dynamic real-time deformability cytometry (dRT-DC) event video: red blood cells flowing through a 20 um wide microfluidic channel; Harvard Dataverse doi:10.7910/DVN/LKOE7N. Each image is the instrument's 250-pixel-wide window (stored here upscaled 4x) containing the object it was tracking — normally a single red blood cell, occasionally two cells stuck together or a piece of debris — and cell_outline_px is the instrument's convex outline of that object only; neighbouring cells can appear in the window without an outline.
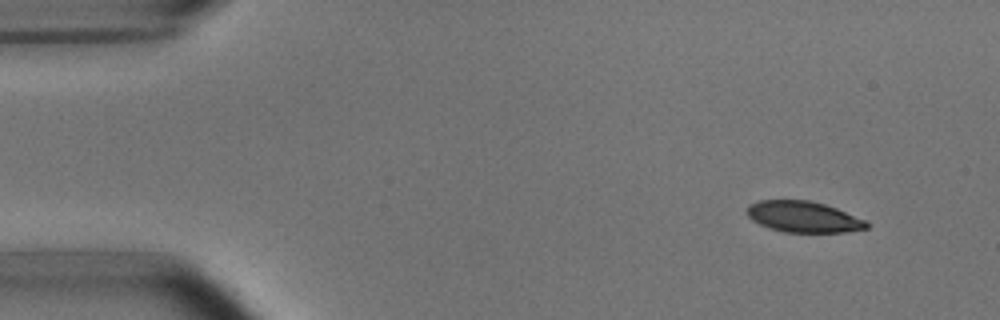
{"species": "common noctule bat (a hibernating species)", "species_latin": "Nyctalus noctula", "temperature_condition": "room temperature", "stored_images_in_passage": 3, "camera_frame_rate_fps": 3000, "um_per_image_px": 0.085, "animal": {"sex": "male", "body_mass_g": 15.6}, "frame": {"image": 1, "passage_image": 1, "time_ms": 0.0, "image_size_px": [1000, 320], "cell_outline_px": [[868, 228], [844, 232], [784, 232], [760, 224], [752, 220], [744, 212], [748, 204], [760, 200], [808, 200], [824, 204], [836, 208], [868, 220]], "centroid_in_image_um": [68.28, 18.42], "position_along_channel_um": 16.7, "area_um2": 21.73}}